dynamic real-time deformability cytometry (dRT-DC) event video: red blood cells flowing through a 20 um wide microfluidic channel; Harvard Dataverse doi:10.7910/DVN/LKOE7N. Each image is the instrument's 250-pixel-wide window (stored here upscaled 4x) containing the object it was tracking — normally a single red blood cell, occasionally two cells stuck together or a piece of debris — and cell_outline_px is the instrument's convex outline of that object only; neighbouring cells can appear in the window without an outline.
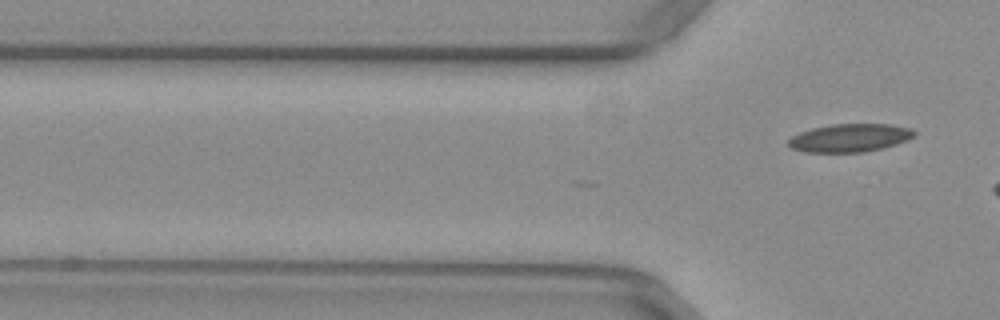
{"species": "common noctule bat (a hibernating species)", "species_latin": "Nyctalus noctula", "temperature_condition": "warm", "stored_images_in_passage": 2, "camera_frame_rate_fps": 3000, "um_per_image_px": 0.085, "animal": {"sex": "female", "body_mass_g": 29.2, "forearm_length_mm": 56.3}, "frame": {"image": 1, "passage_image": 2, "time_ms": 0.333, "image_size_px": [1000, 320], "cell_outline_px": [[916, 136], [908, 140], [884, 148], [864, 152], [804, 152], [792, 148], [788, 144], [788, 140], [792, 136], [800, 132], [812, 128], [832, 124], [892, 124], [908, 128], [916, 132]], "centroid_in_image_um": [72.25, 11.72], "position_along_channel_um": 53.5, "area_um2": 20.69}}